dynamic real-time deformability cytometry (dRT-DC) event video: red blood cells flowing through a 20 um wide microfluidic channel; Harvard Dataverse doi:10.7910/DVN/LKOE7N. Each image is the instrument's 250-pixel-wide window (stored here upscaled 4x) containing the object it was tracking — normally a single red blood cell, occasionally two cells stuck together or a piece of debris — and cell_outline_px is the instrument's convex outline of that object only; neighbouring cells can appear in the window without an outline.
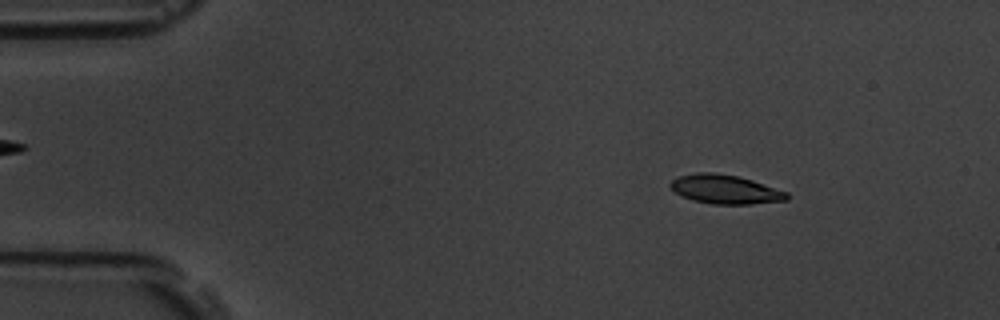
{"species": "common noctule bat (a hibernating species)", "species_latin": "Nyctalus noctula", "temperature_condition": "room temperature", "stored_images_in_passage": 55, "camera_frame_rate_fps": 3000, "um_per_image_px": 0.085, "animal": {"sex": "male", "body_mass_g": 19.5, "forearm_length_mm": 54.6}, "frame": {"image": 1, "passage_image": 7, "time_ms": 2.0, "image_size_px": [1000, 320], "cell_outline_px": [[788, 200], [752, 204], [712, 204], [692, 200], [676, 192], [668, 184], [672, 180], [680, 176], [700, 172], [712, 172], [736, 176], [752, 180], [788, 192]], "centroid_in_image_um": [61.66, 16.1], "position_along_channel_um": 23.3, "area_um2": 19.48}}
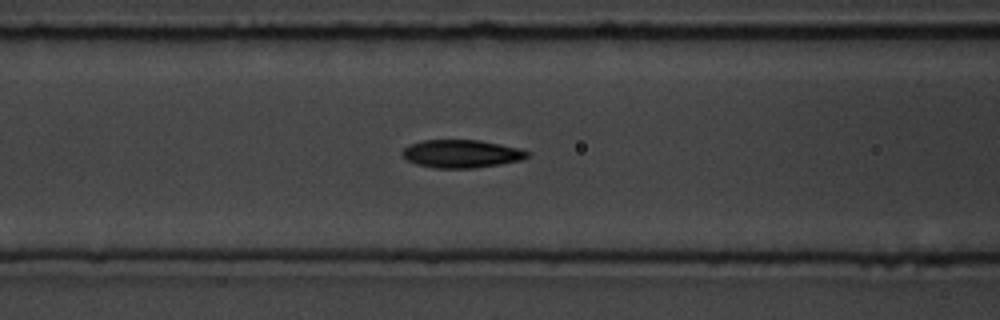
{"frame": {"image": 2, "passage_image": 22, "time_ms": 7.0, "image_size_px": [1000, 320], "cell_outline_px": [[528, 156], [520, 160], [500, 164], [476, 168], [436, 168], [416, 164], [408, 160], [400, 152], [408, 144], [424, 140], [480, 140], [520, 148], [528, 152]], "centroid_in_image_um": [39.2, 13.06], "position_along_channel_um": 127.4, "area_um2": 20.35}}
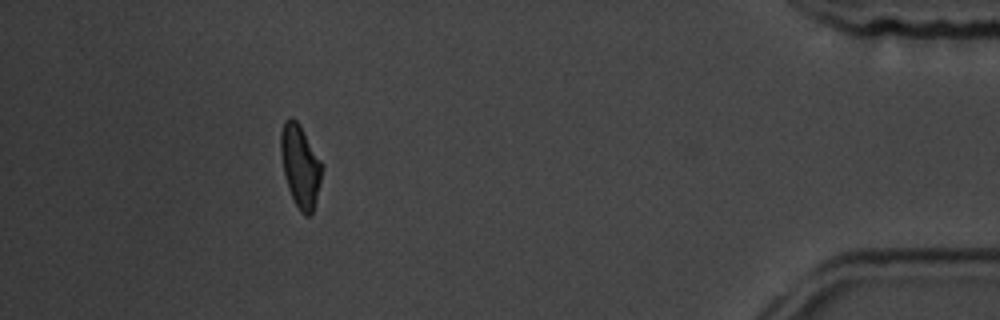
{"frame": {"image": 3, "passage_image": 50, "time_ms": 16.333, "image_size_px": [1000, 320], "cell_outline_px": [[324, 168], [316, 200], [312, 212], [308, 216], [304, 216], [300, 212], [288, 188], [284, 176], [280, 152], [280, 132], [284, 120], [292, 116], [300, 124], [320, 160]], "centroid_in_image_um": [25.51, 14.08], "position_along_channel_um": 409.7, "area_um2": 19.88}, "authors_computed_cell_mechanics": {"area_um2": 19.8832, "velocity_mm_per_s": 3.6344, "shape_relaxation_time_tau1_ms": 4.1806, "shape_relaxation_time_tau2_ms": 2.605, "deformation_change_tau1": 0.1328, "deformation_change_tau2": 0.09}}